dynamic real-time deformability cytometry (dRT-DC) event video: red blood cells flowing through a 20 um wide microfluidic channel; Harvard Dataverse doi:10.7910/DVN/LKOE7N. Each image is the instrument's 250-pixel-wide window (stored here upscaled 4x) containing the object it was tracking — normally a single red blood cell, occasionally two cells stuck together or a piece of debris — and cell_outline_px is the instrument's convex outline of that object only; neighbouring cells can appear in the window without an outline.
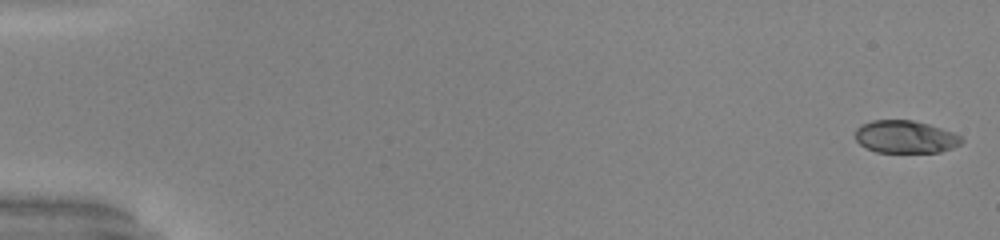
{"species": "common noctule bat (a hibernating species)", "species_latin": "Nyctalus noctula", "temperature_condition": "warm", "stored_images_in_passage": 52, "camera_frame_rate_fps": 3000, "um_per_image_px": 0.085, "animal": {"sex": "male", "body_mass_g": 20.0, "forearm_length_mm": 53.3}, "frame": {"image": 1, "passage_image": 1, "time_ms": 0.0, "image_size_px": [1000, 240], "cell_outline_px": [[964, 140], [960, 144], [952, 148], [940, 152], [876, 152], [860, 144], [856, 140], [856, 128], [860, 124], [872, 120], [912, 120], [928, 124], [952, 132], [960, 136]], "centroid_in_image_um": [76.94, 11.63], "position_along_channel_um": 8.1, "area_um2": 20.11}}
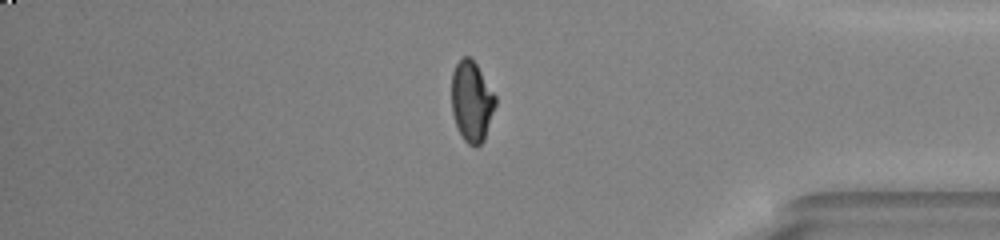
{"frame": {"image": 2, "passage_image": 44, "time_ms": 14.333, "image_size_px": [1000, 240], "cell_outline_px": [[496, 104], [484, 140], [476, 148], [468, 144], [464, 140], [456, 124], [452, 112], [452, 72], [456, 64], [464, 56], [468, 56], [476, 64], [496, 96]], "centroid_in_image_um": [40.1, 8.64], "position_along_channel_um": 395.1, "area_um2": 20.4}}
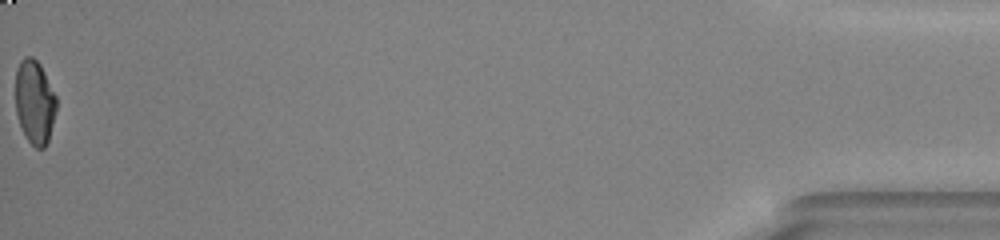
{"frame": {"image": 3, "passage_image": 52, "time_ms": 17.0, "image_size_px": [1000, 240], "cell_outline_px": [[56, 112], [48, 140], [44, 148], [36, 148], [24, 136], [16, 112], [16, 68], [20, 60], [24, 56], [32, 56], [40, 64], [56, 96]], "centroid_in_image_um": [2.94, 8.65], "position_along_channel_um": 432.3, "area_um2": 20.0}, "authors_computed_cell_mechanics": {"area_um2": 21.097, "velocity_mm_per_s": 4.0607, "shape_relaxation_time_tau1_ms": 4.9345, "shape_relaxation_time_tau2_ms": 1.1612, "deformation_change_tau1": 0.2165, "deformation_change_tau2": 0.0527}}